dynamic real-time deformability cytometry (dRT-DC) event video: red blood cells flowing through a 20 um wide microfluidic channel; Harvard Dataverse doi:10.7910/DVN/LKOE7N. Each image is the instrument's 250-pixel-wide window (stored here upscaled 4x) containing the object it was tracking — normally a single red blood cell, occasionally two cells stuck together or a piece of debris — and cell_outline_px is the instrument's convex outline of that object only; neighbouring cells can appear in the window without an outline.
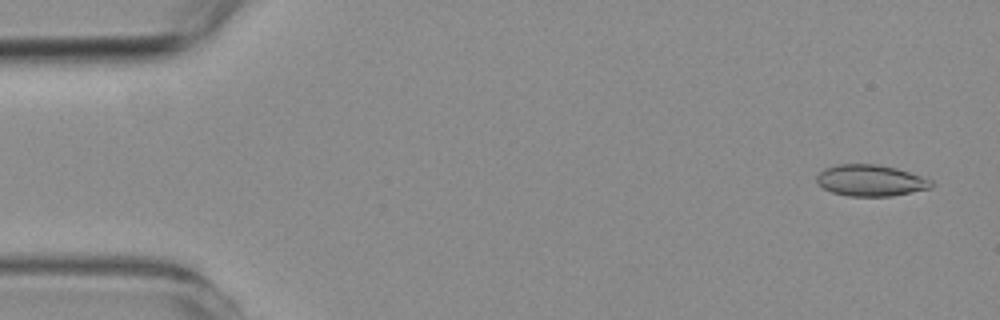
{"species": "common noctule bat (a hibernating species)", "species_latin": "Nyctalus noctula", "temperature_condition": "room temperature", "stored_images_in_passage": 57, "camera_frame_rate_fps": 3000, "um_per_image_px": 0.085, "animal": {"sex": "female", "body_mass_g": 19.3, "forearm_length_mm": 54.1}, "frame": {"image": 1, "passage_image": 3, "time_ms": 0.667, "image_size_px": [1000, 320], "cell_outline_px": [[936, 184], [932, 188], [892, 196], [848, 196], [832, 192], [816, 184], [816, 176], [824, 168], [840, 164], [876, 164], [896, 168], [932, 180]], "centroid_in_image_um": [74.0, 15.34], "position_along_channel_um": 11.0, "area_um2": 21.04}}
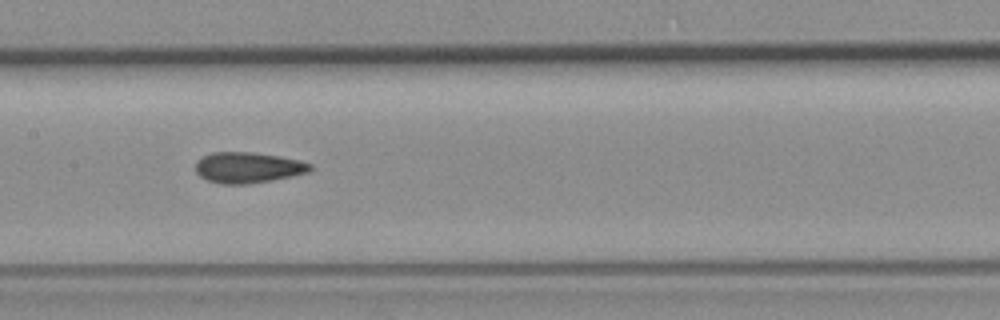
{"frame": {"image": 2, "passage_image": 28, "time_ms": 9.0, "image_size_px": [1000, 320], "cell_outline_px": [[312, 168], [308, 172], [292, 176], [272, 180], [248, 184], [220, 184], [208, 180], [200, 176], [196, 172], [196, 160], [212, 152], [252, 152], [300, 160], [312, 164]], "centroid_in_image_um": [21.06, 14.24], "position_along_channel_um": 186.3, "area_um2": 20.52}}
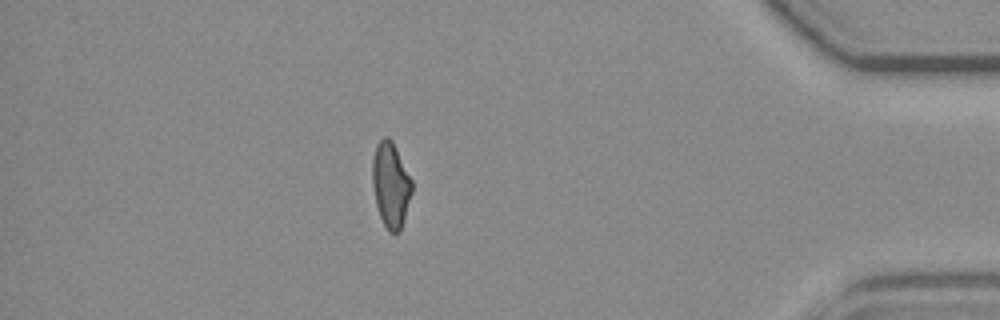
{"frame": {"image": 3, "passage_image": 50, "time_ms": 16.333, "image_size_px": [1000, 320], "cell_outline_px": [[412, 192], [400, 232], [396, 236], [388, 232], [380, 216], [376, 204], [372, 184], [372, 156], [376, 144], [384, 136], [388, 136], [392, 140], [412, 180]], "centroid_in_image_um": [33.2, 15.72], "position_along_channel_um": 402.0, "area_um2": 19.83}, "authors_computed_cell_mechanics": {"area_um2": 20.519, "velocity_mm_per_s": 3.579, "shape_relaxation_time_tau1_ms": null, "shape_relaxation_time_tau2_ms": 2.0403, "deformation_change_tau1": null, "deformation_change_tau2": 0.081}}